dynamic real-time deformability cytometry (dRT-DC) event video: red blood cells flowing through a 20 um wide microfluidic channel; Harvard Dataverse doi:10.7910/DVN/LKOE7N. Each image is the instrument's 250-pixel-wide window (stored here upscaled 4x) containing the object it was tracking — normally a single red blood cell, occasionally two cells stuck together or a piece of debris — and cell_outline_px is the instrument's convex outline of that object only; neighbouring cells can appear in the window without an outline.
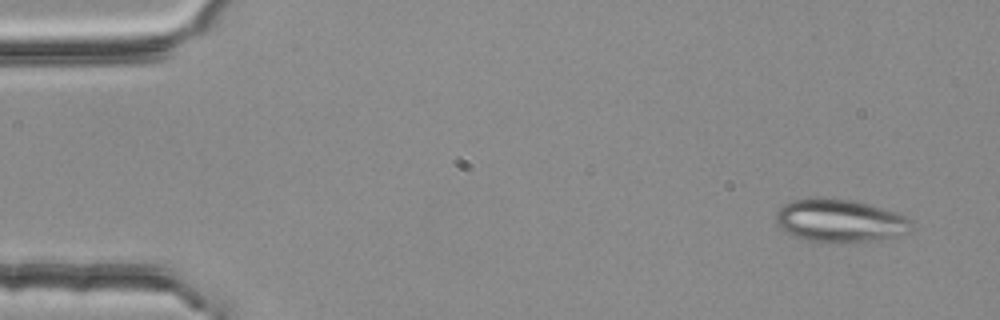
{"species": "common noctule bat (a hibernating species)", "species_latin": "Nyctalus noctula", "temperature_condition": "room temperature", "stored_images_in_passage": 5, "segment_of_instrument_passage": [1, 2], "camera_frame_rate_fps": 3000, "um_per_image_px": 0.085, "animal": {"sex": "female", "body_mass_g": 25.1}, "frame": {"image": 1, "passage_image": 1, "time_ms": 0.0, "image_size_px": [1000, 320], "cell_outline_px": [[912, 220], [904, 232], [880, 240], [808, 240], [796, 236], [780, 228], [776, 224], [776, 212], [784, 204], [792, 200], [824, 196], [852, 200], [868, 204], [896, 212]], "centroid_in_image_um": [71.31, 18.69], "position_along_channel_um": 13.7, "area_um2": 32.89}}